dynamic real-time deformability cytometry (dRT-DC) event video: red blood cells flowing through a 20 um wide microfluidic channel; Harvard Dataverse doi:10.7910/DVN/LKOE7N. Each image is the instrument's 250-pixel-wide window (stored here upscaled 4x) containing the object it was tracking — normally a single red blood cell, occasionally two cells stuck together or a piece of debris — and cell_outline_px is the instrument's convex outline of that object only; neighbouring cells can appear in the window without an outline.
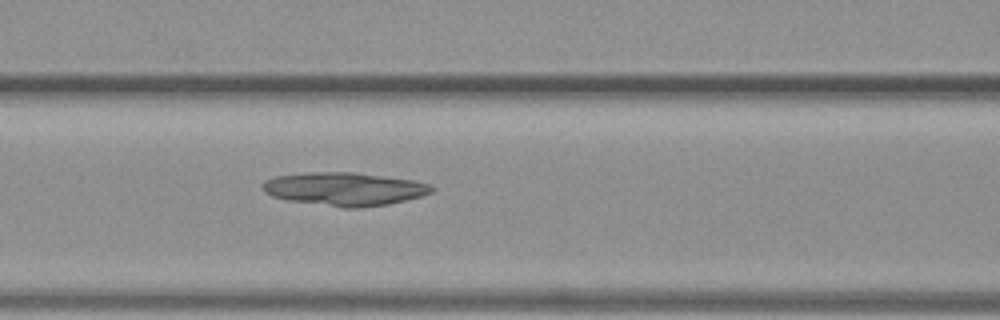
{"species": "common noctule bat (a hibernating species)", "species_latin": "Nyctalus noctula", "temperature_condition": "warm", "stored_images_in_passage": 52, "camera_frame_rate_fps": 3000, "um_per_image_px": 0.085, "animal": {"sex": "female", "body_mass_g": 19.3, "forearm_length_mm": 54.1}, "frame": {"image": 1, "passage_image": 21, "time_ms": 6.667, "image_size_px": [1000, 320], "cell_outline_px": [[436, 188], [432, 192], [424, 196], [388, 204], [360, 208], [344, 208], [288, 200], [272, 196], [264, 192], [264, 180], [276, 176], [312, 172], [356, 172], [412, 180], [428, 184]], "centroid_in_image_um": [29.32, 16.07], "position_along_channel_um": 137.3, "area_um2": 32.71}}
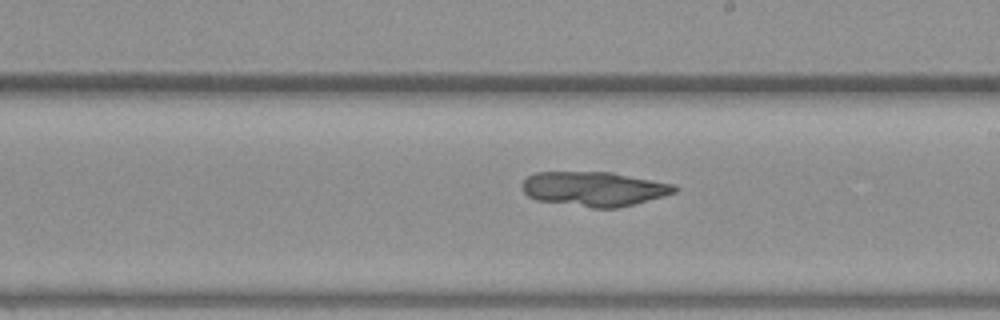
{"frame": {"image": 2, "passage_image": 29, "time_ms": 9.333, "image_size_px": [1000, 320], "cell_outline_px": [[680, 188], [676, 192], [664, 196], [616, 208], [592, 208], [536, 200], [528, 196], [520, 188], [520, 184], [528, 176], [536, 172], [612, 172], [672, 184]], "centroid_in_image_um": [50.46, 16.05], "position_along_channel_um": 238.5, "area_um2": 30.69}}
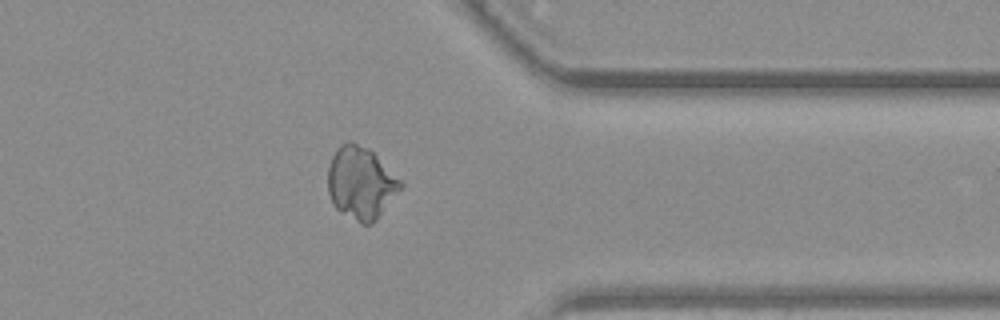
{"frame": {"image": 3, "passage_image": 41, "time_ms": 13.333, "image_size_px": [1000, 320], "cell_outline_px": [[404, 184], [376, 220], [372, 224], [360, 224], [340, 212], [332, 204], [328, 192], [328, 168], [332, 156], [336, 148], [340, 144], [348, 140], [352, 140], [368, 148]], "centroid_in_image_um": [30.63, 15.55], "position_along_channel_um": 380.8, "area_um2": 30.58}}